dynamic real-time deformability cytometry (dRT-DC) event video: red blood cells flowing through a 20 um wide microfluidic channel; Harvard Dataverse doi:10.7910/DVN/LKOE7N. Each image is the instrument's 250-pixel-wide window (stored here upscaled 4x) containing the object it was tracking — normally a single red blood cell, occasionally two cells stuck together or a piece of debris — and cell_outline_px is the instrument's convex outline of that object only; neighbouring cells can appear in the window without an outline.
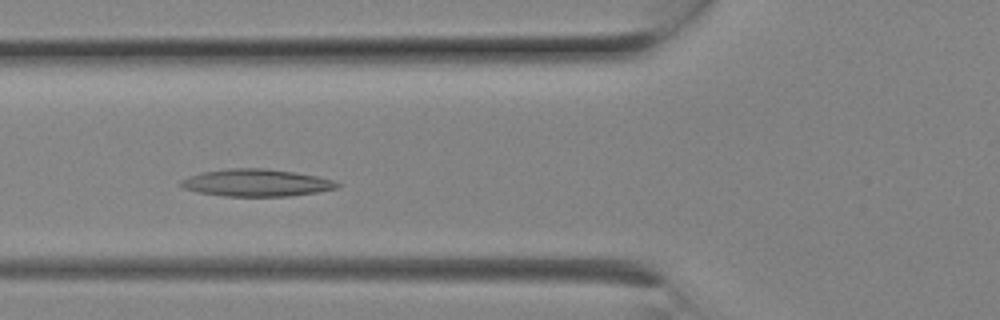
{"species": "Egyptian fruit bat (a non-hibernating species)", "species_latin": "Rousettus aegyptiacus", "temperature_condition": "room temperature", "stored_images_in_passage": 7, "camera_frame_rate_fps": 3000, "um_per_image_px": 0.085, "animal": {"sex": "female"}, "frame": {"image": 1, "passage_image": 6, "time_ms": 1.667, "image_size_px": [1000, 320], "cell_outline_px": [[340, 184], [336, 188], [316, 192], [288, 196], [224, 196], [200, 192], [184, 188], [180, 184], [180, 180], [188, 176], [200, 172], [228, 168], [264, 168], [296, 172], [316, 176], [332, 180]], "centroid_in_image_um": [21.75, 15.52], "position_along_channel_um": 104.0, "area_um2": 24.68}}
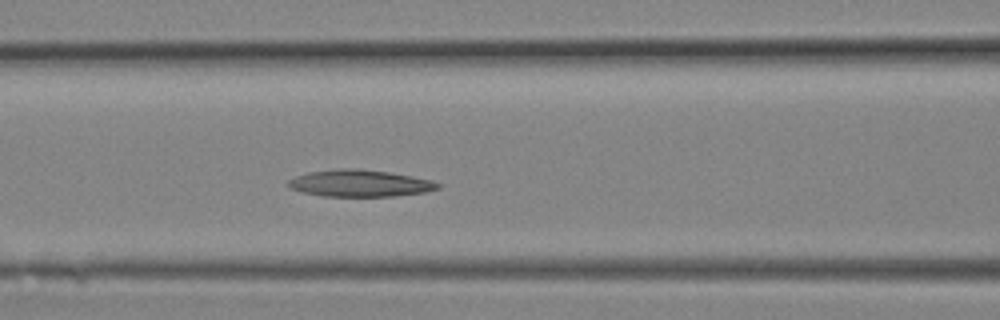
{"frame": {"image": 2, "passage_image": 7, "time_ms": 2.0, "image_size_px": [1000, 320], "cell_outline_px": [[440, 188], [424, 192], [392, 196], [320, 196], [300, 192], [288, 188], [288, 180], [296, 176], [308, 172], [340, 168], [356, 168], [392, 172], [432, 180], [440, 184]], "centroid_in_image_um": [30.55, 15.57], "position_along_channel_um": 136.0, "area_um2": 23.58}}